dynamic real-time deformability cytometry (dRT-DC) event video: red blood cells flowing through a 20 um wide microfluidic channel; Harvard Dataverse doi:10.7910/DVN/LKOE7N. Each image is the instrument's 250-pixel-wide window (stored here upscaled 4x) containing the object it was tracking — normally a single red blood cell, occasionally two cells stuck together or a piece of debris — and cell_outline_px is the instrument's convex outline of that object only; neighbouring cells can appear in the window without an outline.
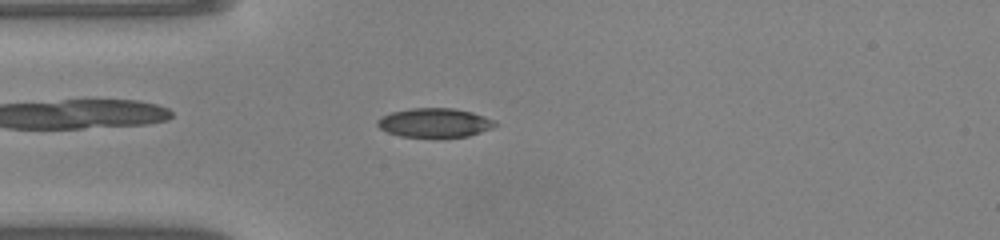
{"species": "common noctule bat (a hibernating species)", "species_latin": "Nyctalus noctula", "temperature_condition": "warm", "stored_images_in_passage": 48, "camera_frame_rate_fps": 3000, "um_per_image_px": 0.085, "animal": {"sex": "male", "body_mass_g": 20.0, "forearm_length_mm": 53.3}, "frame": {"image": 1, "passage_image": 12, "time_ms": 3.667, "image_size_px": [1000, 240], "cell_outline_px": [[500, 124], [492, 128], [468, 136], [400, 136], [388, 132], [380, 128], [376, 124], [376, 120], [380, 116], [392, 112], [412, 108], [452, 108], [472, 112], [496, 120]], "centroid_in_image_um": [36.96, 10.41], "position_along_channel_um": 48.0, "area_um2": 19.83}}
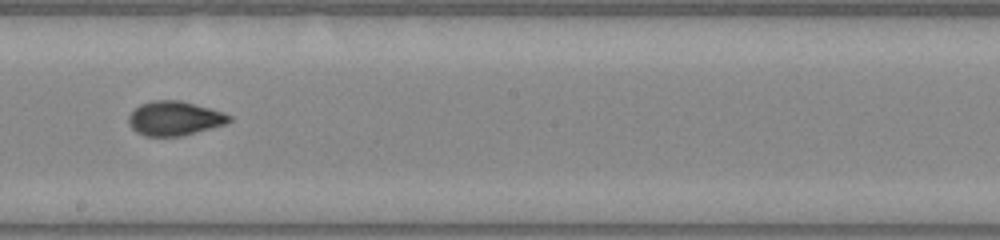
{"frame": {"image": 2, "passage_image": 26, "time_ms": 8.333, "image_size_px": [1000, 240], "cell_outline_px": [[232, 120], [224, 124], [184, 136], [144, 136], [136, 132], [128, 124], [128, 116], [140, 104], [152, 100], [180, 100], [224, 112], [232, 116]], "centroid_in_image_um": [14.83, 10.06], "position_along_channel_um": 233.4, "area_um2": 20.17}}
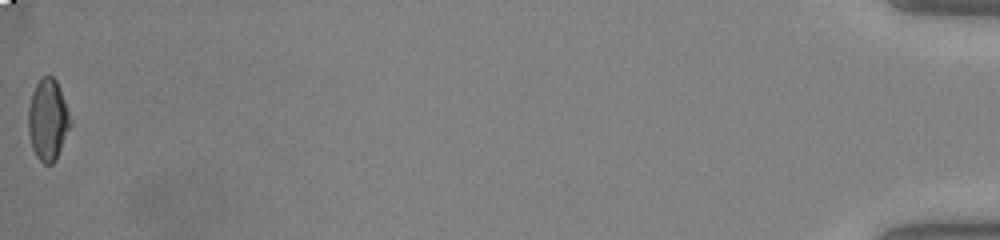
{"frame": {"image": 3, "passage_image": 48, "time_ms": 15.667, "image_size_px": [1000, 240], "cell_outline_px": [[72, 124], [56, 160], [52, 164], [44, 164], [36, 156], [32, 148], [28, 132], [28, 108], [32, 92], [36, 84], [44, 76], [52, 76], [56, 80], [72, 120]], "centroid_in_image_um": [4.07, 10.21], "position_along_channel_um": 431.1, "area_um2": 20.0}, "authors_computed_cell_mechanics": {"area_um2": 19.652, "velocity_mm_per_s": 4.149, "shape_relaxation_time_tau1_ms": 5.6585, "shape_relaxation_time_tau2_ms": 0.7718, "deformation_change_tau1": 0.1937, "deformation_change_tau2": 0.0478}}